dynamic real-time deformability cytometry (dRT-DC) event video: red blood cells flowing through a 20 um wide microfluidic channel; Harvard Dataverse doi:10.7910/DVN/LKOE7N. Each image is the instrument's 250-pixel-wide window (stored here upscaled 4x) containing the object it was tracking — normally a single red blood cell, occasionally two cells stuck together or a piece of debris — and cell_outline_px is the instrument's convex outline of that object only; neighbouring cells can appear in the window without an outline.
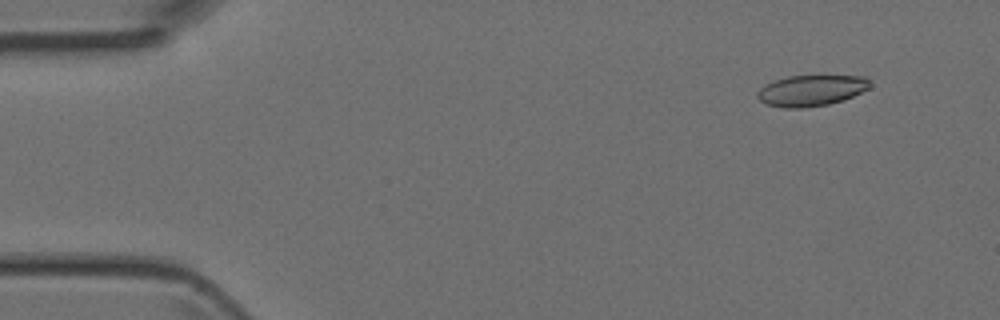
{"species": "Egyptian fruit bat (a non-hibernating species)", "species_latin": "Rousettus aegyptiacus", "temperature_condition": "room temperature", "stored_images_in_passage": 48, "camera_frame_rate_fps": 3000, "um_per_image_px": 0.085, "animal": {"sex": "female"}, "frame": {"image": 1, "passage_image": 5, "time_ms": 1.333, "image_size_px": [1000, 320], "cell_outline_px": [[872, 84], [868, 88], [844, 100], [828, 104], [804, 108], [784, 108], [768, 104], [760, 100], [756, 96], [756, 92], [764, 84], [788, 76], [868, 76]], "centroid_in_image_um": [68.95, 7.69], "position_along_channel_um": 16.0, "area_um2": 20.35}}
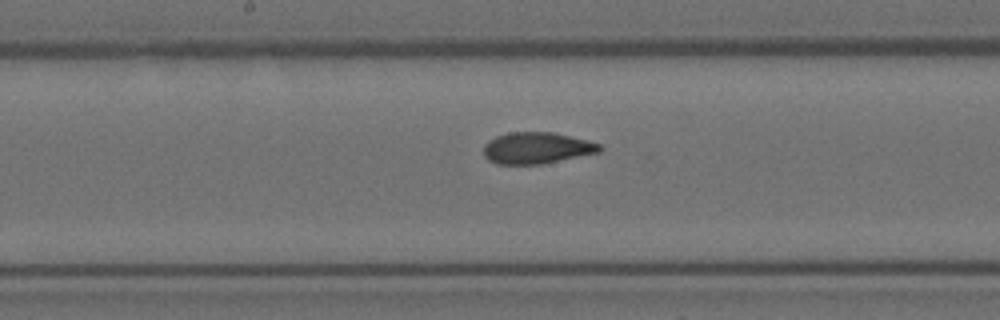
{"frame": {"image": 2, "passage_image": 25, "time_ms": 8.0, "image_size_px": [1000, 320], "cell_outline_px": [[604, 148], [600, 152], [544, 164], [496, 164], [488, 160], [484, 156], [484, 144], [488, 140], [496, 136], [508, 132], [552, 132], [600, 144]], "centroid_in_image_um": [45.59, 12.59], "position_along_channel_um": 202.6, "area_um2": 21.33}}
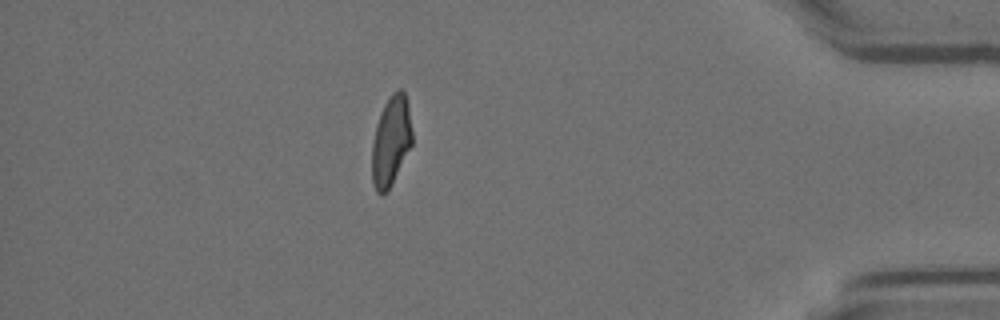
{"frame": {"image": 3, "passage_image": 42, "time_ms": 13.667, "image_size_px": [1000, 320], "cell_outline_px": [[412, 144], [388, 192], [380, 196], [376, 192], [372, 184], [372, 144], [376, 124], [380, 112], [384, 104], [392, 92], [396, 88], [400, 88], [404, 92], [408, 104], [412, 132]], "centroid_in_image_um": [33.22, 12.0], "position_along_channel_um": 402.0, "area_um2": 21.33}}